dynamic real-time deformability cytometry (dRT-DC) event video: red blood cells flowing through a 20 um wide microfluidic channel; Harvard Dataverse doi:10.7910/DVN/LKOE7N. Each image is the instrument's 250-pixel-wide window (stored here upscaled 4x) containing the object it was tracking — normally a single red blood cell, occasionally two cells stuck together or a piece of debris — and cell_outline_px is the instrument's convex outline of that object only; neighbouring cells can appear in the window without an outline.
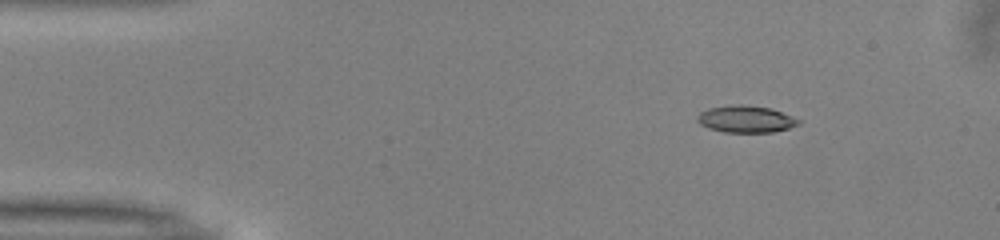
{"species": "common noctule bat (a hibernating species)", "species_latin": "Nyctalus noctula", "temperature_condition": "warm", "stored_images_in_passage": 14, "camera_frame_rate_fps": 3000, "um_per_image_px": 0.085, "animal": {"sex": "male", "body_mass_g": 13.0, "forearm_length_mm": 53.1}, "frame": {"image": 1, "passage_image": 4, "time_ms": 1.0, "image_size_px": [1000, 240], "cell_outline_px": [[800, 124], [788, 128], [772, 132], [724, 132], [708, 128], [700, 124], [696, 120], [696, 116], [700, 112], [708, 108], [740, 104], [768, 108], [792, 116], [800, 120]], "centroid_in_image_um": [63.36, 10.13], "position_along_channel_um": 21.6, "area_um2": 15.72}}
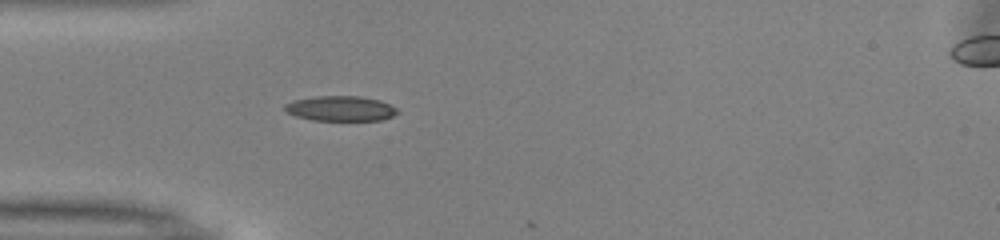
{"frame": {"image": 2, "passage_image": 12, "time_ms": 3.667, "image_size_px": [1000, 240], "cell_outline_px": [[400, 112], [392, 116], [380, 120], [312, 120], [296, 116], [288, 112], [284, 108], [284, 104], [292, 100], [316, 96], [360, 96], [380, 100], [396, 108]], "centroid_in_image_um": [28.94, 9.21], "position_along_channel_um": 56.1, "area_um2": 16.42}}